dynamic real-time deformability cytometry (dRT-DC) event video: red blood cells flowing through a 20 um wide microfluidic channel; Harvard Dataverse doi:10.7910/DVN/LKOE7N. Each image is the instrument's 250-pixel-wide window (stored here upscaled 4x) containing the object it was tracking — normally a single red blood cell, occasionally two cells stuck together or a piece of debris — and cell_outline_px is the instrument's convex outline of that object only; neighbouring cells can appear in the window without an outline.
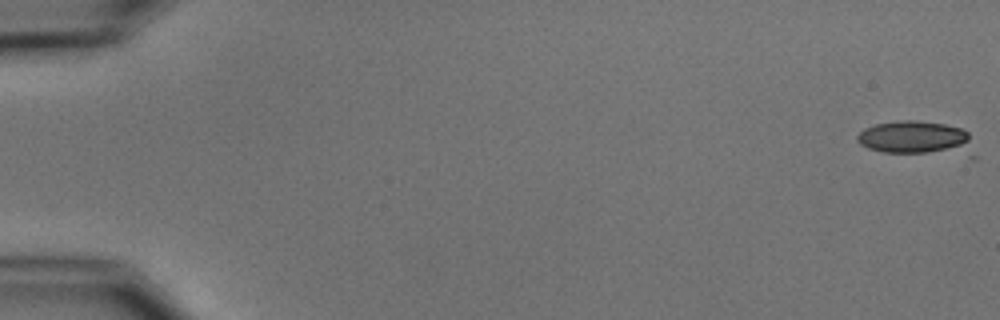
{"species": "common noctule bat (a hibernating species)", "species_latin": "Nyctalus noctula", "temperature_condition": "cold", "stored_images_in_passage": 4, "camera_frame_rate_fps": 3000, "um_per_image_px": 0.085, "animal": {"sex": "male", "body_mass_g": 15.6}, "frame": {"image": 1, "passage_image": 1, "time_ms": 0.0, "image_size_px": [1000, 320], "cell_outline_px": [[976, 160], [972, 160], [884, 152], [868, 148], [860, 144], [856, 140], [856, 136], [864, 128], [876, 124], [900, 120], [916, 120], [944, 124], [960, 128], [968, 132], [976, 156]], "centroid_in_image_um": [78.07, 11.85], "position_along_channel_um": 6.9, "area_um2": 25.03}}
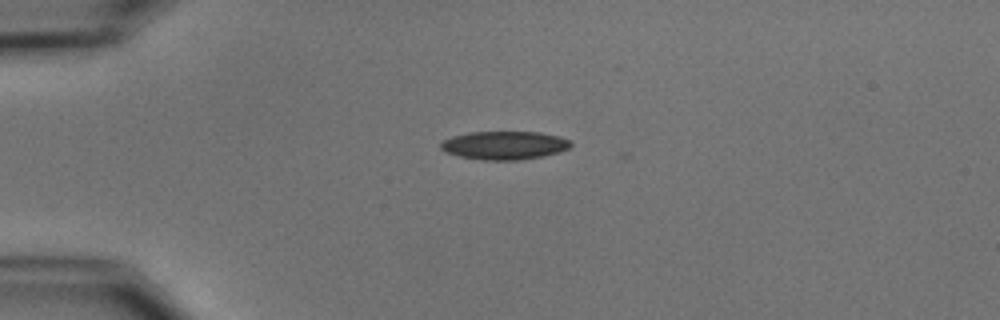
{"frame": {"image": 2, "passage_image": 4, "time_ms": 4.333, "image_size_px": [1000, 320], "cell_outline_px": [[572, 144], [568, 148], [560, 152], [544, 156], [520, 160], [480, 160], [460, 156], [444, 152], [440, 148], [440, 144], [444, 140], [452, 136], [468, 132], [540, 132], [560, 136], [572, 140]], "centroid_in_image_um": [42.89, 12.35], "position_along_channel_um": 42.1, "area_um2": 21.73}}